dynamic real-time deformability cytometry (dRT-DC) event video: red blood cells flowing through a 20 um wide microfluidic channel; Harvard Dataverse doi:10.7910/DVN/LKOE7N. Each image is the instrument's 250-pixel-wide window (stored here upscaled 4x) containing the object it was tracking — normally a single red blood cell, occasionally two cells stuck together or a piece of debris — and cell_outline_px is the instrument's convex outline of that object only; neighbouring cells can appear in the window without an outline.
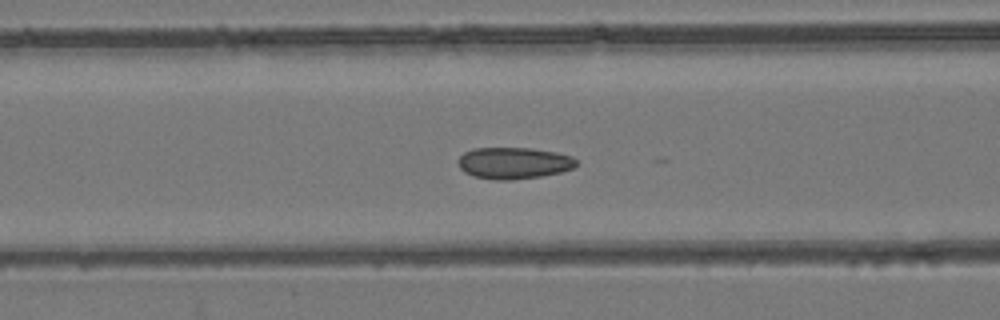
{"species": "common noctule bat (a hibernating species)", "species_latin": "Nyctalus noctula", "temperature_condition": "room temperature", "stored_images_in_passage": 49, "segment_of_instrument_passage": [1, 2], "camera_frame_rate_fps": 3000, "um_per_image_px": 0.085, "animal": {"sex": "female", "body_mass_g": 24.6, "forearm_length_mm": 56.2}, "frame": {"image": 1, "passage_image": 16, "time_ms": 5.0, "image_size_px": [1000, 320], "cell_outline_px": [[576, 164], [572, 168], [560, 172], [540, 176], [512, 180], [496, 180], [472, 176], [464, 172], [460, 168], [456, 160], [464, 152], [472, 148], [532, 148], [556, 152], [572, 156], [576, 160]], "centroid_in_image_um": [43.62, 13.85], "position_along_channel_um": 123.0, "area_um2": 21.85}}
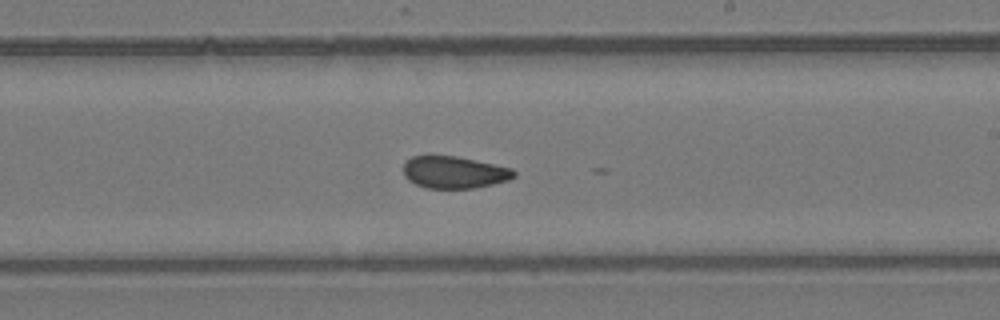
{"frame": {"image": 2, "passage_image": 26, "time_ms": 8.333, "image_size_px": [1000, 320], "cell_outline_px": [[516, 176], [508, 180], [476, 188], [428, 188], [416, 184], [408, 180], [404, 176], [404, 164], [412, 156], [456, 156], [512, 168], [516, 172]], "centroid_in_image_um": [38.62, 14.65], "position_along_channel_um": 250.4, "area_um2": 20.52}}
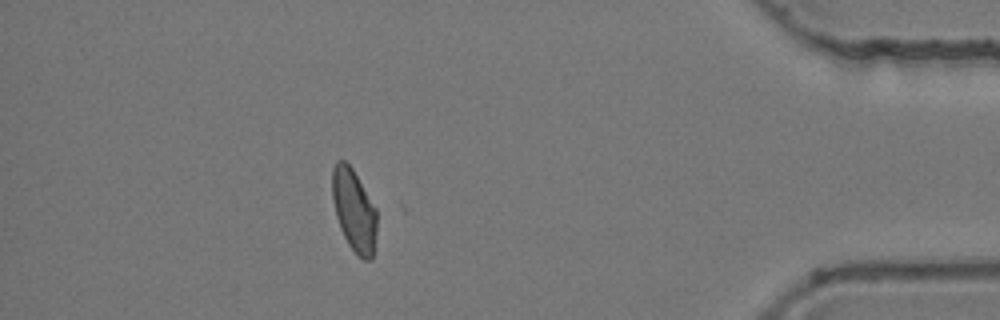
{"frame": {"image": 3, "passage_image": 42, "time_ms": 13.667, "image_size_px": [1000, 320], "cell_outline_px": [[376, 232], [372, 260], [364, 260], [348, 244], [340, 228], [336, 216], [332, 196], [332, 168], [336, 160], [344, 160], [352, 168], [376, 208]], "centroid_in_image_um": [30.08, 17.85], "position_along_channel_um": 405.1, "area_um2": 21.21}}